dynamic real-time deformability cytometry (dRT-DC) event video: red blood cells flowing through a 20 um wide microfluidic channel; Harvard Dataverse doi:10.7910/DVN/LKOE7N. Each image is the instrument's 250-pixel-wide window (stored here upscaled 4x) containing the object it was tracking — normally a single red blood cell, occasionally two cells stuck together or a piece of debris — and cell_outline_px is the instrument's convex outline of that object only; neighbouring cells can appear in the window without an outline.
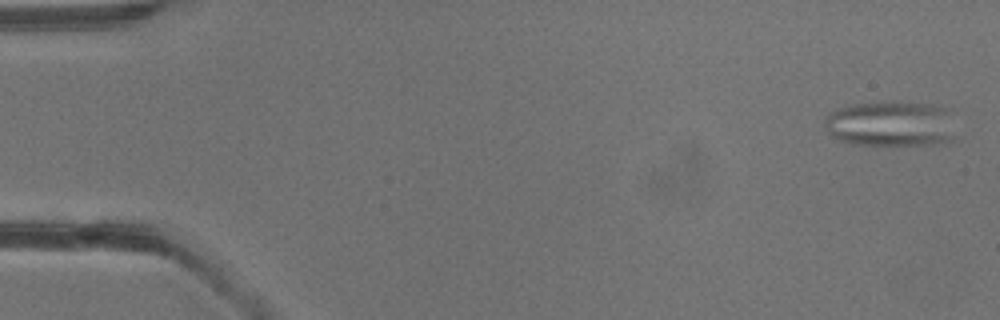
{"species": "common noctule bat (a hibernating species)", "species_latin": "Nyctalus noctula", "temperature_condition": "warm", "stored_images_in_passage": 3, "camera_frame_rate_fps": 3000, "um_per_image_px": 0.085, "animal": {"sex": "male", "body_mass_g": 13.3}, "frame": {"image": 1, "passage_image": 1, "time_ms": 0.0, "image_size_px": [1000, 320], "cell_outline_px": [[956, 140], [948, 144], [852, 144], [840, 140], [832, 136], [828, 132], [824, 120], [824, 116], [828, 112], [836, 108], [852, 104], [892, 100], [908, 100], [940, 104], [948, 108]], "centroid_in_image_um": [75.77, 10.47], "position_along_channel_um": 9.2, "area_um2": 36.07}}